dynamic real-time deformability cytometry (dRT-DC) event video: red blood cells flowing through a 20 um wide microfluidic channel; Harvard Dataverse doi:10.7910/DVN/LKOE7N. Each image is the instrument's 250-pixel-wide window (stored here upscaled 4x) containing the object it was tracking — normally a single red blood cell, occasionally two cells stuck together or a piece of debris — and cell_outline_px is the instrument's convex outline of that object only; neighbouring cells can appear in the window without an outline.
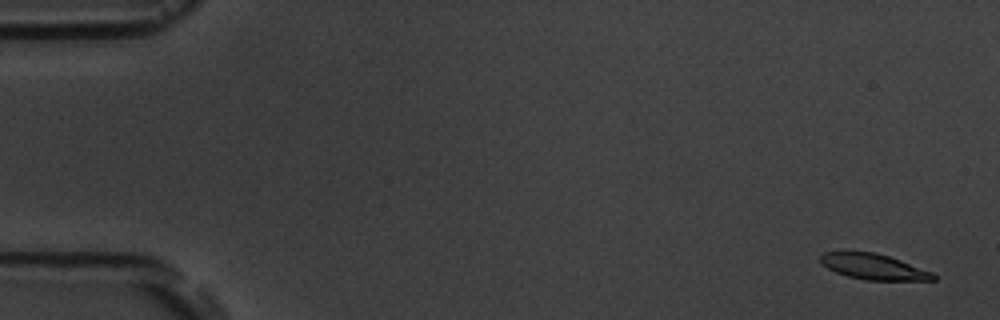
{"species": "common noctule bat (a hibernating species)", "species_latin": "Nyctalus noctula", "temperature_condition": "room temperature", "stored_images_in_passage": 5, "camera_frame_rate_fps": 3000, "um_per_image_px": 0.085, "animal": {"sex": "male", "body_mass_g": 19.5, "forearm_length_mm": 54.6}, "frame": {"image": 1, "passage_image": 1, "time_ms": 0.0, "image_size_px": [1000, 320], "cell_outline_px": [[936, 280], [864, 280], [848, 276], [836, 272], [828, 268], [820, 260], [820, 256], [824, 252], [876, 252], [900, 260], [932, 272], [936, 276]], "centroid_in_image_um": [74.27, 22.67], "position_along_channel_um": 10.7, "area_um2": 16.59}}
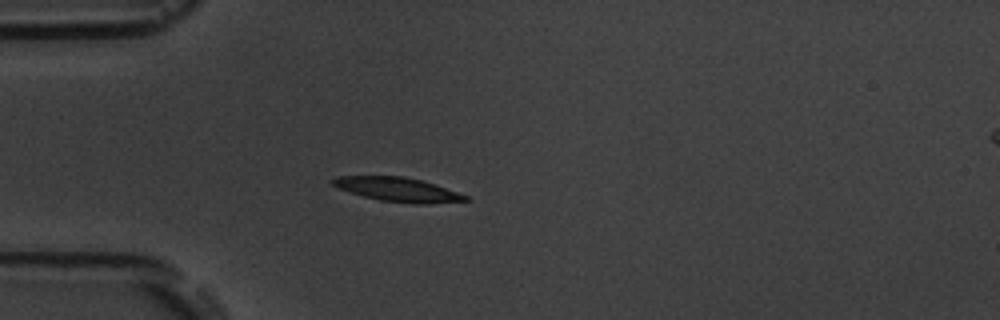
{"frame": {"image": 2, "passage_image": 5, "time_ms": 4.667, "image_size_px": [1000, 320], "cell_outline_px": [[472, 200], [428, 204], [412, 204], [380, 200], [364, 196], [340, 188], [332, 184], [332, 180], [336, 176], [404, 176], [436, 184], [468, 196]], "centroid_in_image_um": [33.88, 16.11], "position_along_channel_um": 51.1, "area_um2": 18.55}}